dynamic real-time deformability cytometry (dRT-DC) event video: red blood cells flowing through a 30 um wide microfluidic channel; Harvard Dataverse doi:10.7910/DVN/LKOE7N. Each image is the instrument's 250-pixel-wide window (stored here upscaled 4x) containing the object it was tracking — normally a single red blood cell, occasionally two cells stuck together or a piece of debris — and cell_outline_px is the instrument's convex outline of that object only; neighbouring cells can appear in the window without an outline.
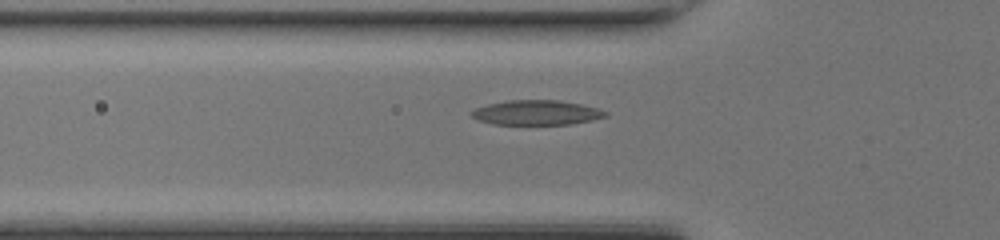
{"species": "common noctule bat (a hibernating species)", "species_latin": "Nyctalus noctula", "temperature_condition": "room temperature", "stored_images_in_passage": 33, "camera_frame_rate_fps": 3000, "um_per_image_px": 0.085, "animal": {"sex": "female", "body_mass_g": 17.0, "forearm_length_mm": 48.0}, "frame": {"image": 1, "passage_image": 8, "time_ms": 2.333, "image_size_px": [1000, 240], "cell_outline_px": [[608, 116], [592, 120], [572, 124], [492, 124], [480, 120], [472, 116], [472, 112], [476, 108], [488, 104], [508, 100], [560, 100], [580, 104], [596, 108], [608, 112]], "centroid_in_image_um": [45.64, 9.57], "position_along_channel_um": 80.2, "area_um2": 19.13}}
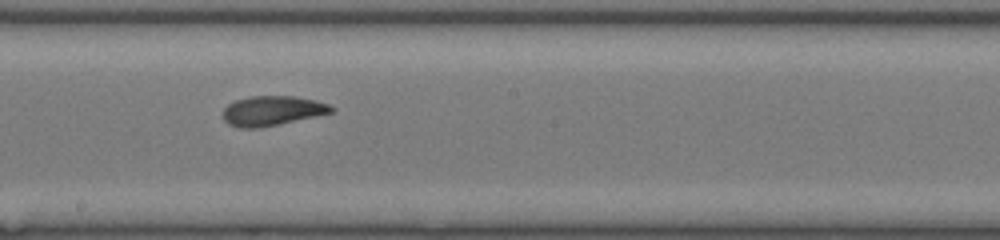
{"frame": {"image": 2, "passage_image": 18, "time_ms": 5.667, "image_size_px": [1000, 240], "cell_outline_px": [[336, 112], [280, 124], [256, 128], [240, 128], [228, 124], [224, 120], [224, 108], [228, 104], [236, 100], [252, 96], [296, 96], [316, 100], [328, 104], [336, 108]], "centroid_in_image_um": [23.19, 9.41], "position_along_channel_um": 225.0, "area_um2": 18.9}}
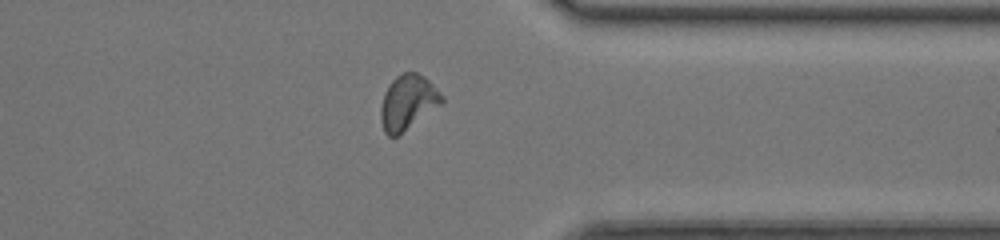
{"frame": {"image": 3, "passage_image": 29, "time_ms": 9.333, "image_size_px": [1000, 240], "cell_outline_px": [[444, 100], [440, 104], [396, 136], [388, 136], [384, 132], [380, 120], [380, 108], [384, 92], [388, 84], [396, 76], [404, 72], [416, 72], [424, 76], [444, 96]], "centroid_in_image_um": [34.62, 8.67], "position_along_channel_um": 376.8, "area_um2": 19.19}}